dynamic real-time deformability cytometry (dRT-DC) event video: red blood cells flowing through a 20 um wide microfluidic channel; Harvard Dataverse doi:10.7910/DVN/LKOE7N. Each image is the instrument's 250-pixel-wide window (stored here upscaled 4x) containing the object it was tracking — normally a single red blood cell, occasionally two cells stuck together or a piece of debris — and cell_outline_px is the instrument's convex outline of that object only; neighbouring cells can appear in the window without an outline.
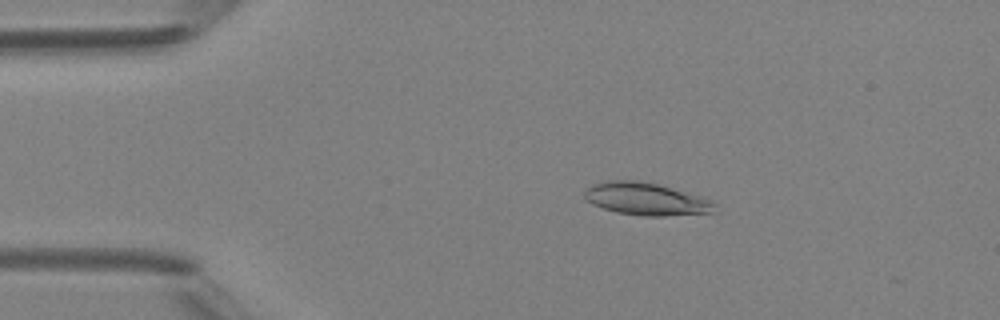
{"species": "Egyptian fruit bat (a non-hibernating species)", "species_latin": "Rousettus aegyptiacus", "temperature_condition": "room temperature", "stored_images_in_passage": 4, "camera_frame_rate_fps": 3000, "um_per_image_px": 0.085, "animal": {"sex": "female"}, "frame": {"image": 1, "passage_image": 2, "time_ms": 1.333, "image_size_px": [1000, 320], "cell_outline_px": [[716, 204], [712, 212], [664, 216], [644, 216], [616, 212], [592, 204], [584, 200], [584, 192], [592, 184], [608, 180], [640, 180], [656, 184], [712, 200]], "centroid_in_image_um": [54.85, 16.91], "position_along_channel_um": 30.2, "area_um2": 24.39}}